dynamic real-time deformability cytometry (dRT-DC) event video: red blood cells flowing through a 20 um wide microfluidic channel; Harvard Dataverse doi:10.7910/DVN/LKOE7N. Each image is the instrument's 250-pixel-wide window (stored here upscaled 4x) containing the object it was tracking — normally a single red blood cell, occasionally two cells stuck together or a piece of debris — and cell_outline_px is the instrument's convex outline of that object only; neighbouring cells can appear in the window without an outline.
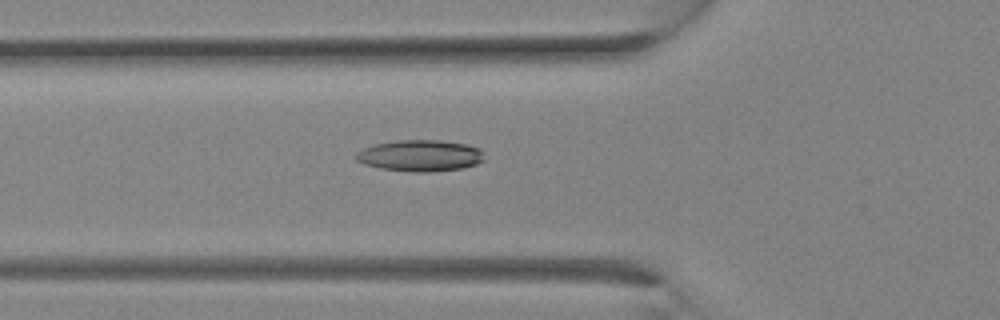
{"species": "Egyptian fruit bat (a non-hibernating species)", "species_latin": "Rousettus aegyptiacus", "temperature_condition": "room temperature", "stored_images_in_passage": 12, "camera_frame_rate_fps": 3000, "um_per_image_px": 0.085, "animal": {"sex": "female"}, "frame": {"image": 1, "passage_image": 10, "time_ms": 3.0, "image_size_px": [1000, 320], "cell_outline_px": [[484, 160], [476, 164], [460, 168], [428, 172], [412, 172], [380, 168], [364, 164], [356, 160], [352, 156], [356, 152], [364, 148], [376, 144], [396, 140], [440, 140], [464, 144], [480, 148], [484, 152]], "centroid_in_image_um": [35.69, 13.23], "position_along_channel_um": 90.1, "area_um2": 23.52}}
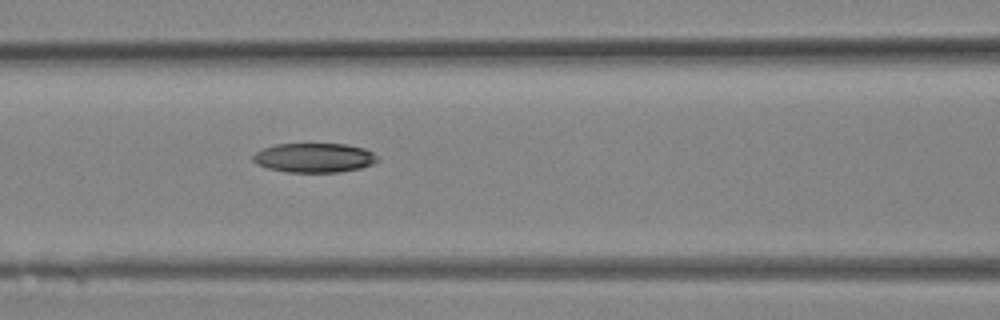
{"frame": {"image": 2, "passage_image": 12, "time_ms": 3.667, "image_size_px": [1000, 320], "cell_outline_px": [[380, 160], [372, 164], [360, 168], [340, 172], [284, 172], [268, 168], [256, 164], [252, 160], [252, 156], [256, 152], [264, 148], [276, 144], [344, 144], [364, 148], [380, 156]], "centroid_in_image_um": [26.72, 13.41], "position_along_channel_um": 139.9, "area_um2": 21.44}}